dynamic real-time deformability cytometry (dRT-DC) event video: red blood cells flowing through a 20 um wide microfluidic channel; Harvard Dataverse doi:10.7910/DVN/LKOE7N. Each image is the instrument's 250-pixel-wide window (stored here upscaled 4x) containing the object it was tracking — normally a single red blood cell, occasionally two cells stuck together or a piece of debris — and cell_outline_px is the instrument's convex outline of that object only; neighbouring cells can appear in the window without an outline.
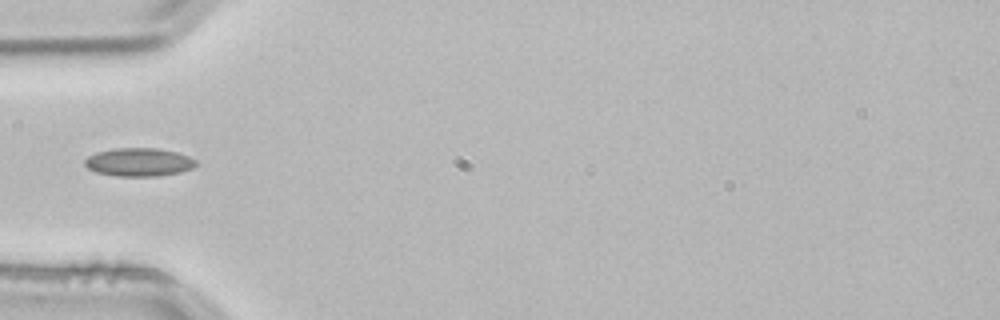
{"species": "common noctule bat (a hibernating species)", "species_latin": "Nyctalus noctula", "temperature_condition": "room temperature", "stored_images_in_passage": 4, "camera_frame_rate_fps": 3000, "um_per_image_px": 0.085, "animal": {"sex": "male", "body_mass_g": 21.5, "forearm_length_mm": 52.0}, "frame": {"image": 1, "passage_image": 4, "time_ms": 1.0, "image_size_px": [1000, 320], "cell_outline_px": [[196, 164], [192, 168], [180, 172], [160, 176], [116, 176], [96, 172], [88, 168], [84, 164], [84, 160], [88, 156], [96, 152], [112, 148], [156, 148], [176, 152], [188, 156], [196, 160]], "centroid_in_image_um": [11.78, 13.78], "position_along_channel_um": 73.2, "area_um2": 18.38}}